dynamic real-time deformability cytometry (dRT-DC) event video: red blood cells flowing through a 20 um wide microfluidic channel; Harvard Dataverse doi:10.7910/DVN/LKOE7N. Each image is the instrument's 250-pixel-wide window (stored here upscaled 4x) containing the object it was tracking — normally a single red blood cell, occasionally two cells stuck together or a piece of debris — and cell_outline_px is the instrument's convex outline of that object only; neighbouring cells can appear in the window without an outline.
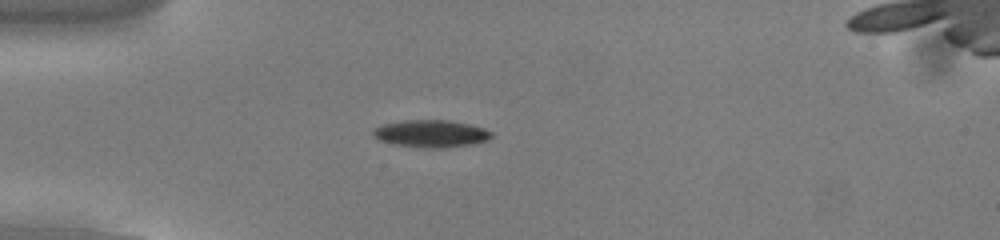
{"species": "common noctule bat (a hibernating species)", "species_latin": "Nyctalus noctula", "temperature_condition": "cold", "stored_images_in_passage": 50, "camera_frame_rate_fps": 3000, "um_per_image_px": 0.085, "animal": {"sex": "male", "body_mass_g": 13.0, "forearm_length_mm": 53.1}, "frame": {"image": 1, "passage_image": 11, "time_ms": 3.333, "image_size_px": [1000, 240], "cell_outline_px": [[492, 136], [488, 140], [472, 144], [440, 148], [432, 148], [396, 144], [380, 140], [372, 132], [372, 128], [384, 124], [400, 120], [448, 120], [468, 124], [484, 128], [492, 132]], "centroid_in_image_um": [36.65, 11.34], "position_along_channel_um": 48.4, "area_um2": 18.61}}
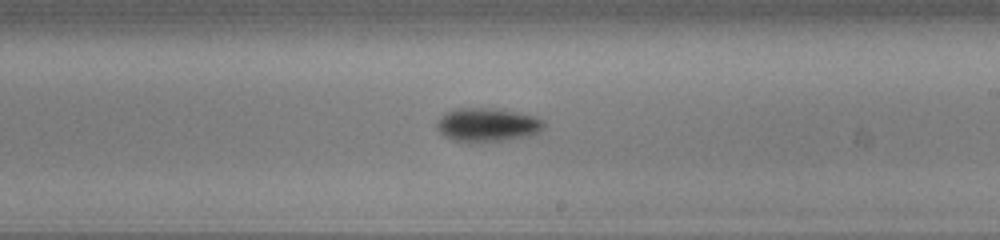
{"frame": {"image": 2, "passage_image": 28, "time_ms": 9.0, "image_size_px": [1000, 240], "cell_outline_px": [[544, 124], [536, 132], [528, 136], [504, 140], [452, 140], [444, 136], [436, 128], [436, 124], [440, 116], [444, 112], [456, 108], [492, 108], [532, 116], [540, 120]], "centroid_in_image_um": [41.32, 10.58], "position_along_channel_um": 247.7, "area_um2": 20.17}}
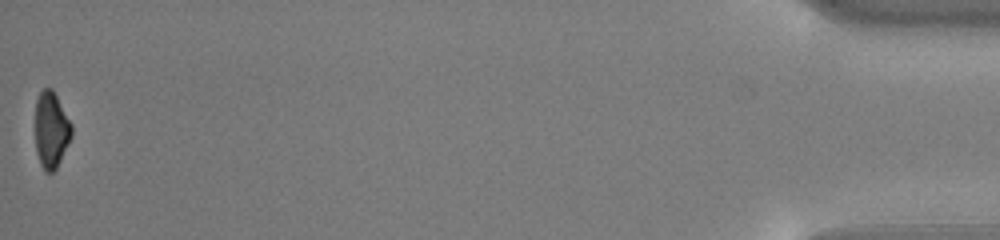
{"frame": {"image": 3, "passage_image": 50, "time_ms": 16.333, "image_size_px": [1000, 240], "cell_outline_px": [[72, 136], [56, 168], [52, 172], [44, 172], [40, 164], [36, 152], [36, 100], [40, 92], [44, 88], [52, 88], [72, 124]], "centroid_in_image_um": [4.35, 11.05], "position_along_channel_um": 430.8, "area_um2": 16.07}, "authors_computed_cell_mechanics": {"area_um2": 18.5827, "velocity_mm_per_s": 3.8244, "shape_relaxation_time_tau1_ms": 2.5321, "shape_relaxation_time_tau2_ms": null, "deformation_change_tau1": 0.1063, "deformation_change_tau2": null}}